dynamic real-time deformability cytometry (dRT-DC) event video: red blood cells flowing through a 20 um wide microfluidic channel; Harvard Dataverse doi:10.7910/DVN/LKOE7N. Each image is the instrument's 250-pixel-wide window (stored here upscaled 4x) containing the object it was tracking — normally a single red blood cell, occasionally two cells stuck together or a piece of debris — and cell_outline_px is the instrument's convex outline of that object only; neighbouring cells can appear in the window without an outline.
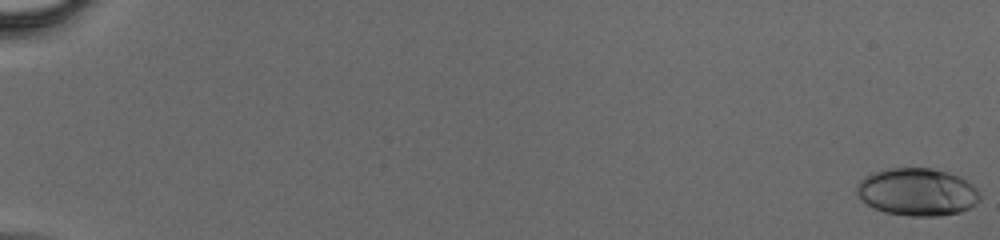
{"species": "human", "species_latin": "Homo sapiens", "temperature_condition": "cold", "stored_images_in_passage": 48, "camera_frame_rate_fps": 3000, "um_per_image_px": 0.085, "donor": {"sex": "male"}, "frame": {"image": 1, "passage_image": 1, "time_ms": 0.0, "image_size_px": [1000, 240], "cell_outline_px": [[980, 200], [976, 204], [960, 212], [940, 216], [912, 216], [884, 212], [868, 204], [856, 192], [856, 188], [860, 180], [864, 176], [872, 172], [888, 168], [932, 168], [948, 172], [960, 176], [972, 184], [976, 188], [980, 196]], "centroid_in_image_um": [77.98, 16.31], "position_along_channel_um": 7.0, "area_um2": 34.16}}
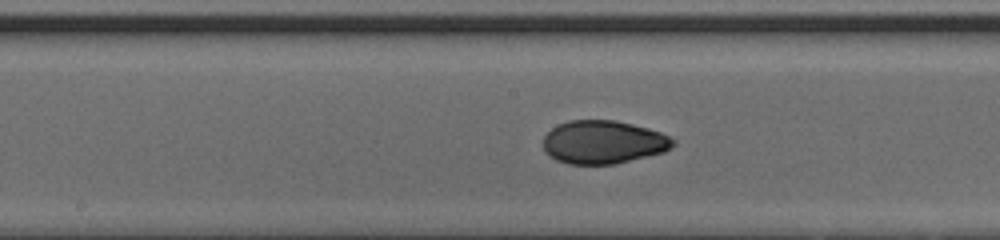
{"frame": {"image": 2, "passage_image": 28, "time_ms": 9.0, "image_size_px": [1000, 240], "cell_outline_px": [[676, 144], [672, 148], [664, 152], [616, 164], [568, 164], [556, 160], [548, 156], [544, 152], [544, 136], [556, 124], [568, 120], [616, 120], [648, 128], [660, 132], [676, 140]], "centroid_in_image_um": [51.28, 12.08], "position_along_channel_um": 196.9, "area_um2": 33.06}}
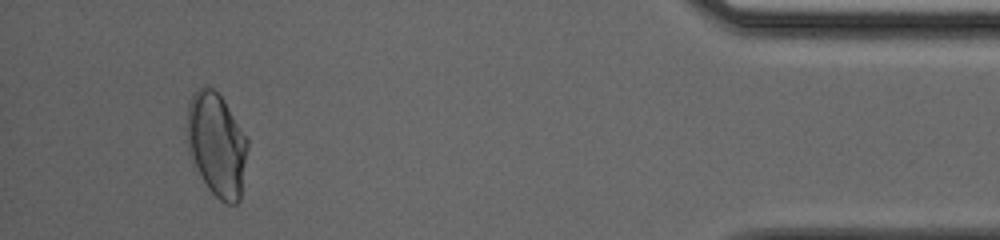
{"frame": {"image": 3, "passage_image": 46, "time_ms": 15.0, "image_size_px": [1000, 240], "cell_outline_px": [[248, 144], [240, 200], [236, 204], [228, 204], [220, 200], [208, 188], [188, 152], [188, 104], [196, 88], [204, 84], [208, 84], [224, 100], [248, 136]], "centroid_in_image_um": [18.44, 12.25], "position_along_channel_um": 416.8, "area_um2": 36.59}}